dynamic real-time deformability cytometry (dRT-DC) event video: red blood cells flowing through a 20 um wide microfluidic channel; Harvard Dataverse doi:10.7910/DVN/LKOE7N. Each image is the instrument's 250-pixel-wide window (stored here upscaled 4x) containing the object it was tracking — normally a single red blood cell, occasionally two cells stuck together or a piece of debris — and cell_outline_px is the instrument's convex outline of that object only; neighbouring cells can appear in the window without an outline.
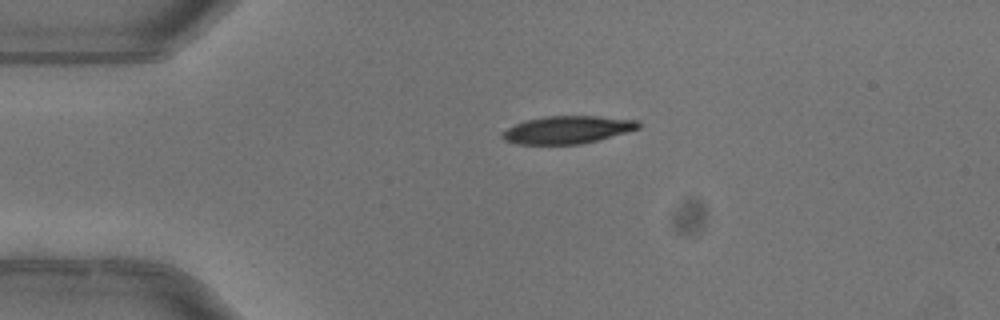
{"species": "common noctule bat (a hibernating species)", "species_latin": "Nyctalus noctula", "temperature_condition": "warm", "stored_images_in_passage": 1, "camera_frame_rate_fps": 3000, "um_per_image_px": 0.085, "animal": {"sex": "female"}, "frame": {"image": 1, "passage_image": 1, "time_ms": 0.0, "image_size_px": [1000, 320], "cell_outline_px": [[640, 128], [596, 140], [580, 144], [516, 144], [504, 140], [500, 136], [500, 132], [516, 124], [528, 120], [544, 116], [596, 116], [636, 120], [640, 124]], "centroid_in_image_um": [48.18, 11.03], "position_along_channel_um": 36.8, "area_um2": 21.68}}